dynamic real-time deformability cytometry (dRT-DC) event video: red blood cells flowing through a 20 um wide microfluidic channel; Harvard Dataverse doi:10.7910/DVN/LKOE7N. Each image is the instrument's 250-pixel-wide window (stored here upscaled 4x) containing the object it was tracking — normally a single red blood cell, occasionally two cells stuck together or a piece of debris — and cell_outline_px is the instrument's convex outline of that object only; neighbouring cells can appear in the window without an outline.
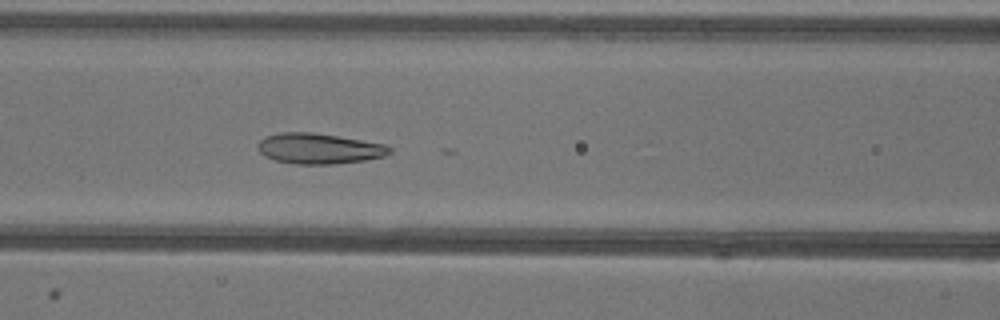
{"species": "common noctule bat (a hibernating species)", "species_latin": "Nyctalus noctula", "temperature_condition": "warm", "stored_images_in_passage": 18, "camera_frame_rate_fps": 3000, "um_per_image_px": 0.085, "animal": {"sex": "female"}, "frame": {"image": 1, "passage_image": 10, "time_ms": 3.0, "image_size_px": [1000, 320], "cell_outline_px": [[392, 152], [384, 156], [364, 160], [332, 164], [296, 164], [276, 160], [264, 156], [260, 152], [256, 144], [260, 140], [268, 136], [280, 132], [312, 132], [384, 144], [392, 148]], "centroid_in_image_um": [27.1, 12.63], "position_along_channel_um": 139.5, "area_um2": 23.24}}
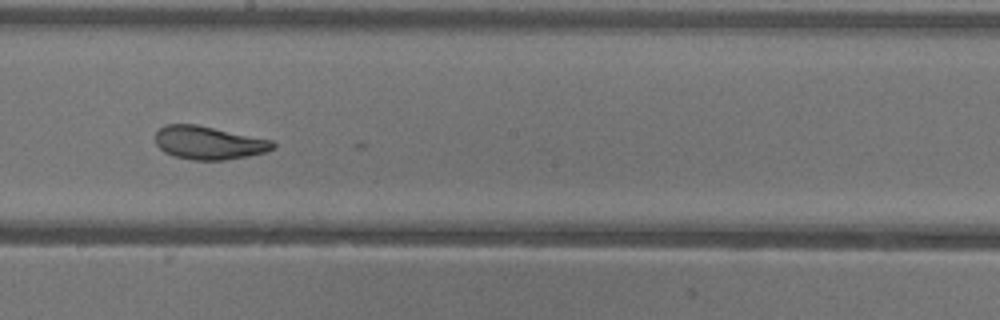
{"frame": {"image": 2, "passage_image": 17, "time_ms": 5.333, "image_size_px": [1000, 320], "cell_outline_px": [[276, 148], [264, 152], [248, 156], [224, 160], [192, 160], [172, 156], [164, 152], [156, 144], [156, 132], [164, 124], [196, 124], [272, 140], [276, 144]], "centroid_in_image_um": [17.73, 12.14], "position_along_channel_um": 230.5, "area_um2": 22.83}}